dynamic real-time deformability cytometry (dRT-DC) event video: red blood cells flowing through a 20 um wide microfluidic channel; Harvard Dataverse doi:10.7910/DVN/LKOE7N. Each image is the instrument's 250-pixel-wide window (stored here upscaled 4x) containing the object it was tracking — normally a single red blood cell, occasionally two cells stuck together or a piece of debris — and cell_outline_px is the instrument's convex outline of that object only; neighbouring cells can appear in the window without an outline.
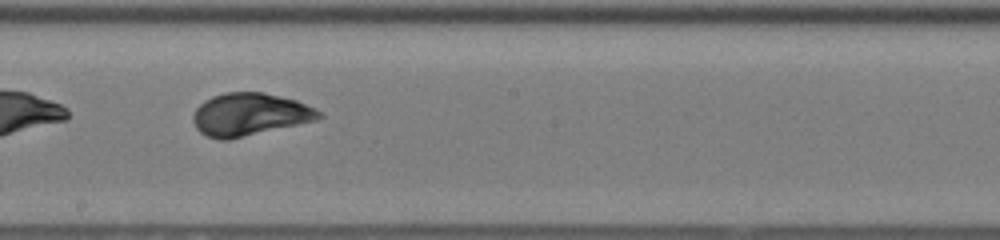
{"species": "human", "species_latin": "Homo sapiens", "temperature_condition": "room temperature", "stored_images_in_passage": 49, "segment_of_instrument_passage": [2, 2], "camera_frame_rate_fps": 3000, "um_per_image_px": 0.085, "donor": {"sex": "female"}, "frame": {"image": 1, "passage_image": 31, "time_ms": 10.0, "image_size_px": [1000, 240], "cell_outline_px": [[324, 116], [316, 120], [228, 140], [220, 140], [208, 136], [200, 132], [196, 128], [192, 120], [192, 116], [196, 108], [204, 100], [212, 96], [224, 92], [264, 92], [296, 100], [324, 112]], "centroid_in_image_um": [21.22, 9.72], "position_along_channel_um": 227.0, "area_um2": 31.33}}
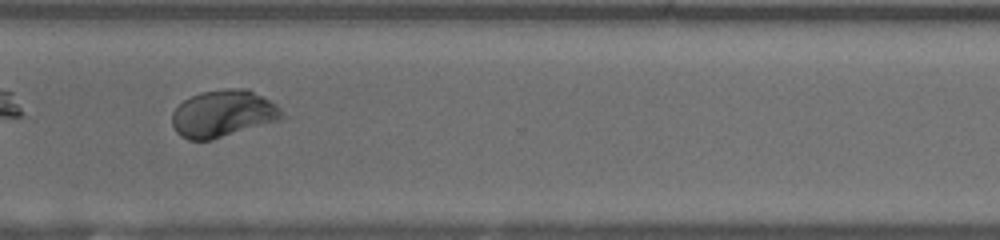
{"frame": {"image": 2, "passage_image": 40, "time_ms": 13.0, "image_size_px": [1000, 240], "cell_outline_px": [[292, 116], [280, 120], [212, 140], [188, 140], [180, 136], [176, 132], [172, 124], [172, 112], [184, 100], [200, 92], [228, 88], [248, 88], [276, 104]], "centroid_in_image_um": [19.03, 9.66], "position_along_channel_um": 351.6, "area_um2": 30.58}}